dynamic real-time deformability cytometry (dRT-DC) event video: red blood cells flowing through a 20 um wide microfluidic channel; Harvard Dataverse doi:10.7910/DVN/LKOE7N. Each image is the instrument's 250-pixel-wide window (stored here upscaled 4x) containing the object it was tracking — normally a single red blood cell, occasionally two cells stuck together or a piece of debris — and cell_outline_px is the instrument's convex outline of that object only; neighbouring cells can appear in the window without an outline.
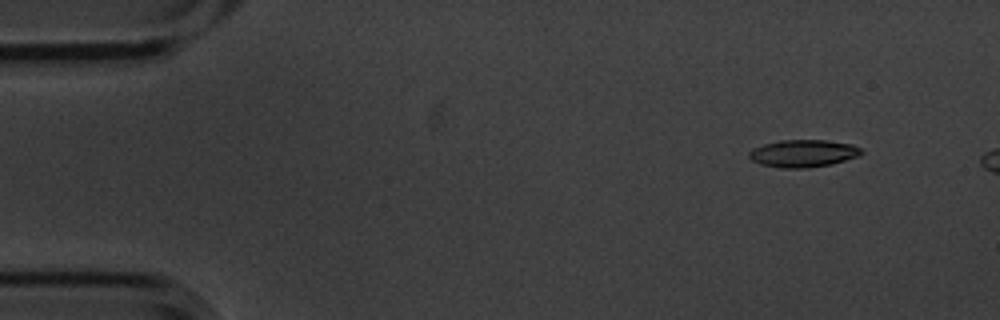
{"species": "common noctule bat (a hibernating species)", "species_latin": "Nyctalus noctula", "temperature_condition": "cold", "stored_images_in_passage": 2, "camera_frame_rate_fps": 3000, "um_per_image_px": 0.085, "animal": {"sex": "male", "body_mass_g": 20.1, "forearm_length_mm": 53.5}, "frame": {"image": 1, "passage_image": 1, "time_ms": 0.0, "image_size_px": [1000, 320], "cell_outline_px": [[864, 152], [860, 156], [832, 164], [808, 168], [780, 168], [760, 164], [752, 160], [748, 156], [748, 152], [752, 148], [764, 144], [780, 140], [824, 140], [852, 144], [860, 148]], "centroid_in_image_um": [68.27, 13.04], "position_along_channel_um": 16.7, "area_um2": 18.09}}